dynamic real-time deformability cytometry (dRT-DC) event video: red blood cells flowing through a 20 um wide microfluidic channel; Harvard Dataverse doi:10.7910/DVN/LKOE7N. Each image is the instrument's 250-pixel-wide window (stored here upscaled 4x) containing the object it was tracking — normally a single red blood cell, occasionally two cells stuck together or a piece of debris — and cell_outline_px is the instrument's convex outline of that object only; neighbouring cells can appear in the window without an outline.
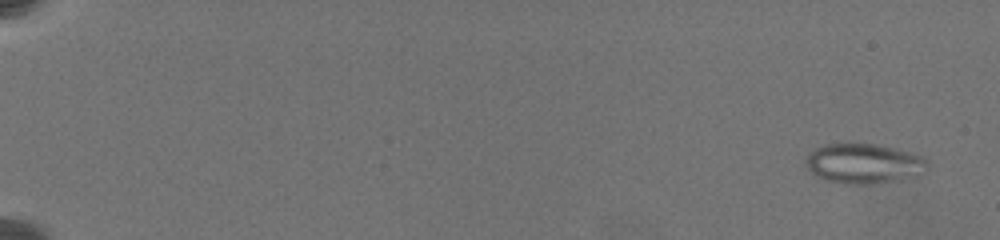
{"species": "common noctule bat (a hibernating species)", "species_latin": "Nyctalus noctula", "temperature_condition": "warm", "stored_images_in_passage": 32, "camera_frame_rate_fps": 3000, "um_per_image_px": 0.085, "animal": {"sex": "female", "body_mass_g": 19.5, "forearm_length_mm": 54.1}, "frame": {"image": 1, "passage_image": 1, "time_ms": 0.0, "image_size_px": [1000, 240], "cell_outline_px": [[928, 168], [900, 180], [872, 184], [844, 184], [824, 180], [816, 176], [804, 164], [804, 160], [816, 148], [824, 144], [876, 144], [924, 156], [928, 160]], "centroid_in_image_um": [73.39, 13.91], "position_along_channel_um": 11.6, "area_um2": 28.09}}
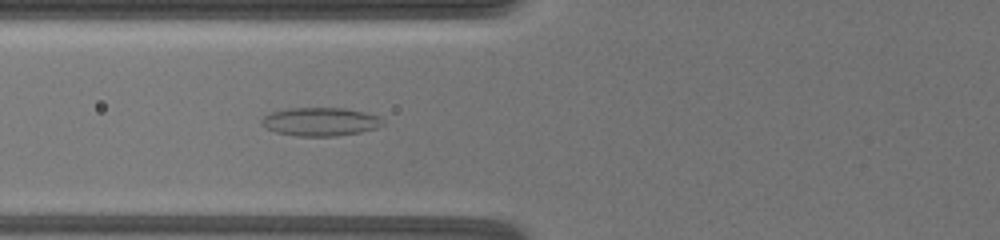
{"frame": {"image": 2, "passage_image": 16, "time_ms": 8.333, "image_size_px": [1000, 240], "cell_outline_px": [[384, 124], [376, 128], [360, 132], [336, 136], [296, 136], [276, 132], [260, 124], [260, 120], [264, 116], [272, 112], [292, 108], [344, 108], [364, 112], [376, 116]], "centroid_in_image_um": [27.19, 10.35], "position_along_channel_um": 98.6, "area_um2": 19.83}}
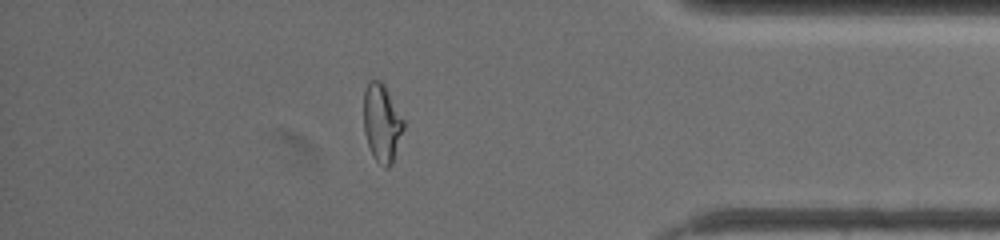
{"frame": {"image": 3, "passage_image": 28, "time_ms": 17.667, "image_size_px": [1000, 240], "cell_outline_px": [[404, 128], [392, 164], [388, 168], [384, 168], [372, 156], [364, 132], [364, 88], [368, 80], [380, 80], [384, 84], [404, 120]], "centroid_in_image_um": [32.45, 10.45], "position_along_channel_um": 402.8, "area_um2": 18.21}, "authors_computed_cell_mechanics": {"area_um2": 21.1259, "velocity_mm_per_s": 3.5019, "shape_relaxation_time_tau1_ms": null, "shape_relaxation_time_tau2_ms": 1.1762, "deformation_change_tau1": null, "deformation_change_tau2": 0.0843}}